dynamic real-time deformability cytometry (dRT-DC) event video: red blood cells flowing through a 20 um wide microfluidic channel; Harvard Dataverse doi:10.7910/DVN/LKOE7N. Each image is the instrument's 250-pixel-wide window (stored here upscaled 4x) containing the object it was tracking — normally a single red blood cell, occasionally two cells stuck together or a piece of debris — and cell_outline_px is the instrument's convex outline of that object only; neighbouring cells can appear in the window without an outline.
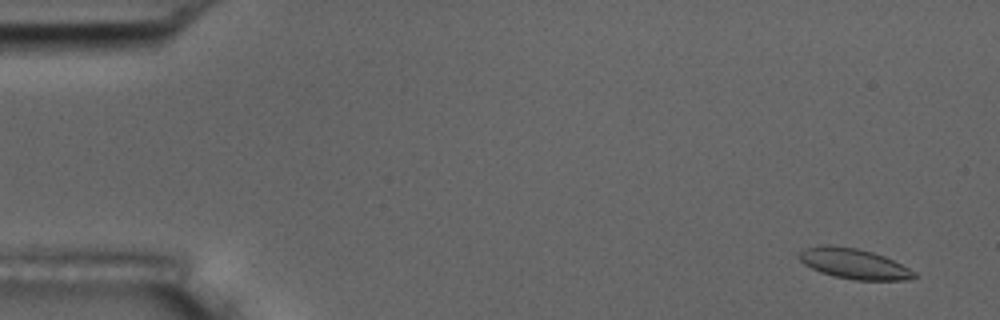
{"species": "common noctule bat (a hibernating species)", "species_latin": "Nyctalus noctula", "temperature_condition": "room temperature", "stored_images_in_passage": 5, "camera_frame_rate_fps": 3000, "um_per_image_px": 0.085, "animal": {"sex": "male", "body_mass_g": 17.5, "forearm_length_mm": 52.3}, "frame": {"image": 1, "passage_image": 1, "time_ms": 0.0, "image_size_px": [1000, 320], "cell_outline_px": [[920, 276], [904, 280], [856, 280], [836, 276], [820, 272], [804, 264], [796, 256], [804, 248], [824, 244], [832, 244], [856, 248], [872, 252], [884, 256], [916, 272]], "centroid_in_image_um": [72.56, 22.4], "position_along_channel_um": 12.4, "area_um2": 20.35}}
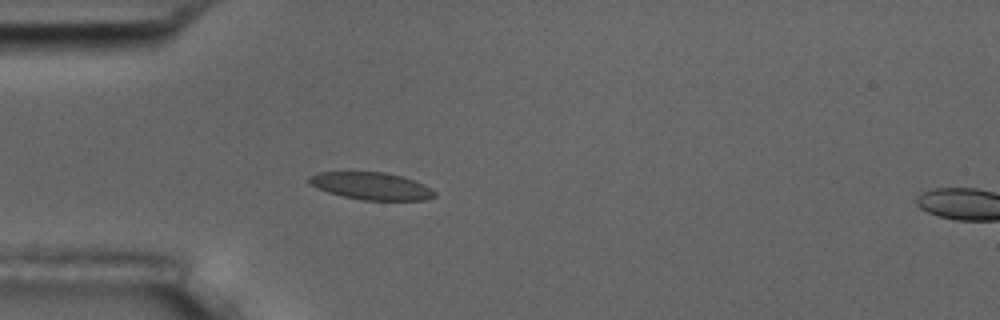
{"frame": {"image": 2, "passage_image": 4, "time_ms": 4.333, "image_size_px": [1000, 320], "cell_outline_px": [[436, 196], [424, 200], [360, 200], [328, 192], [312, 184], [308, 180], [308, 176], [316, 172], [384, 172], [400, 176], [424, 184], [436, 192]], "centroid_in_image_um": [31.57, 15.81], "position_along_channel_um": 53.4, "area_um2": 19.77}}